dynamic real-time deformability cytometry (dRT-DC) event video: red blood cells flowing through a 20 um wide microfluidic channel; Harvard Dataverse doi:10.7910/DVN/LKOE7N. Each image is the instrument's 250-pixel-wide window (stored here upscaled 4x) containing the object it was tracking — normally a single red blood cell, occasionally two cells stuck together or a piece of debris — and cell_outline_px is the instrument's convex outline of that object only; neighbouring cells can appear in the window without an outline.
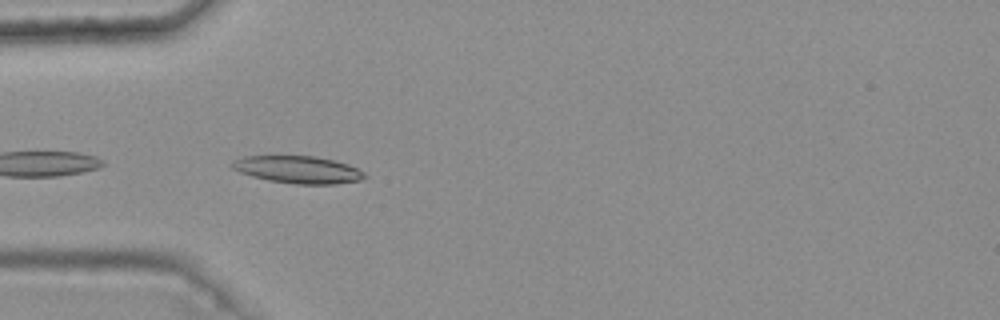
{"species": "common noctule bat (a hibernating species)", "species_latin": "Nyctalus noctula", "temperature_condition": "warm", "stored_images_in_passage": 8, "camera_frame_rate_fps": 3000, "um_per_image_px": 0.085, "animal": {"sex": "female", "body_mass_g": 25.1}, "frame": {"image": 1, "passage_image": 5, "time_ms": 1.333, "image_size_px": [1000, 320], "cell_outline_px": [[368, 176], [360, 180], [336, 184], [296, 184], [268, 180], [252, 176], [240, 172], [232, 168], [228, 164], [244, 156], [316, 156], [336, 160], [348, 164], [364, 172]], "centroid_in_image_um": [25.35, 14.41], "position_along_channel_um": 59.6, "area_um2": 21.15}}